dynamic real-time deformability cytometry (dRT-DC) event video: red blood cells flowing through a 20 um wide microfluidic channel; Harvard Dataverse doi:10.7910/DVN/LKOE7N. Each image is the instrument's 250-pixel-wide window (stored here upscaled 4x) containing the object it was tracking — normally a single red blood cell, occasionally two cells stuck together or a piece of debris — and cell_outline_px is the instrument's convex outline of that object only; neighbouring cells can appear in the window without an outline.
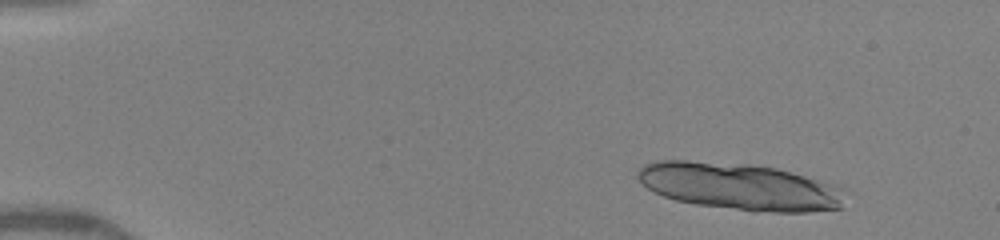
{"species": "human", "species_latin": "Homo sapiens", "temperature_condition": "warm", "stored_images_in_passage": 6, "camera_frame_rate_fps": 3000, "um_per_image_px": 0.085, "donor": {"sex": "female"}, "frame": {"image": 1, "passage_image": 2, "time_ms": 1.0, "image_size_px": [1000, 240], "cell_outline_px": [[844, 208], [808, 212], [752, 212], [696, 204], [676, 200], [664, 196], [648, 188], [636, 176], [636, 172], [644, 164], [656, 160], [688, 160], [752, 164], [776, 168], [840, 184]], "centroid_in_image_um": [62.91, 15.85], "position_along_channel_um": 22.1, "area_um2": 57.4}}
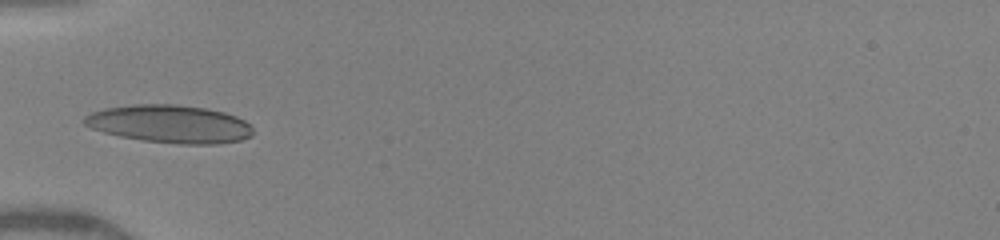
{"frame": {"image": 2, "passage_image": 6, "time_ms": 5.0, "image_size_px": [1000, 240], "cell_outline_px": [[252, 136], [240, 140], [220, 144], [180, 144], [144, 140], [120, 136], [104, 132], [92, 128], [84, 124], [84, 116], [92, 112], [104, 108], [136, 104], [176, 104], [208, 108], [224, 112], [236, 116], [244, 120], [252, 128]], "centroid_in_image_um": [14.45, 10.53], "position_along_channel_um": 70.6, "area_um2": 37.22}}